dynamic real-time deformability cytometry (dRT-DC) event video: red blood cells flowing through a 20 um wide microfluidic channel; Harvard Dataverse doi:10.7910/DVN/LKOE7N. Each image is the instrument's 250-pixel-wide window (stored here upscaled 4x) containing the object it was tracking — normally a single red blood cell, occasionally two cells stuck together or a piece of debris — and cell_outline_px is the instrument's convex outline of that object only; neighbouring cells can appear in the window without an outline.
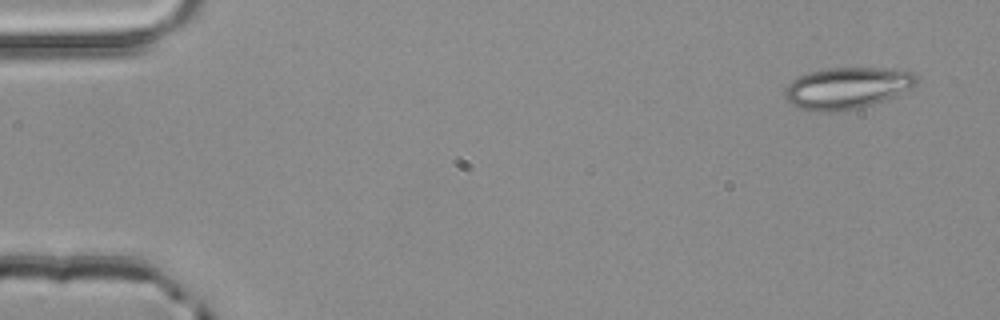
{"species": "common noctule bat (a hibernating species)", "species_latin": "Nyctalus noctula", "temperature_condition": "room temperature", "stored_images_in_passage": 3, "camera_frame_rate_fps": 3000, "um_per_image_px": 0.085, "animal": {"sex": "male", "body_mass_g": 20.4}, "frame": {"image": 1, "passage_image": 1, "time_ms": 0.0, "image_size_px": [1000, 320], "cell_outline_px": [[916, 84], [896, 96], [860, 108], [836, 112], [820, 112], [800, 108], [792, 104], [784, 96], [784, 92], [788, 84], [792, 80], [808, 72], [824, 68], [892, 68], [912, 72], [916, 76]], "centroid_in_image_um": [71.99, 7.48], "position_along_channel_um": 13.0, "area_um2": 31.91}}